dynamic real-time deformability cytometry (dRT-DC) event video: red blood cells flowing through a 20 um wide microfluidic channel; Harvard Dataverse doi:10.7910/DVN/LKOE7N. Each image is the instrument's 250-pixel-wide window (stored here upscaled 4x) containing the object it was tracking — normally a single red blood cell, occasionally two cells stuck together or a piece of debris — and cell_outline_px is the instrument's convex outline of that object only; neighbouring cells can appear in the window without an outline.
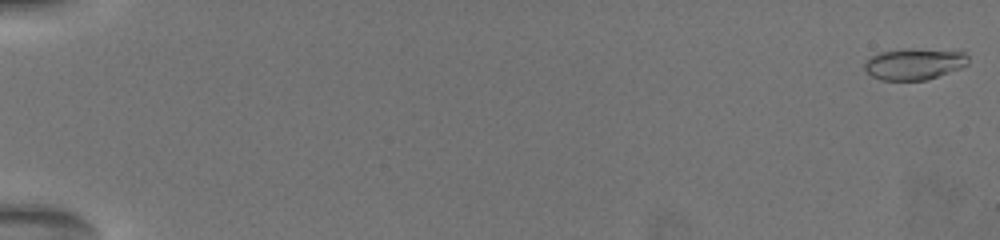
{"species": "common noctule bat (a hibernating species)", "species_latin": "Nyctalus noctula", "temperature_condition": "warm", "stored_images_in_passage": 24, "camera_frame_rate_fps": 3000, "um_per_image_px": 0.085, "animal": {"sex": "female", "body_mass_g": 19.5, "forearm_length_mm": 54.1}, "frame": {"image": 1, "passage_image": 1, "time_ms": 0.0, "image_size_px": [1000, 240], "cell_outline_px": [[968, 64], [960, 68], [928, 80], [880, 80], [872, 76], [864, 68], [864, 64], [872, 56], [880, 52], [964, 52], [968, 56]], "centroid_in_image_um": [77.7, 5.52], "position_along_channel_um": 7.3, "area_um2": 17.63}}
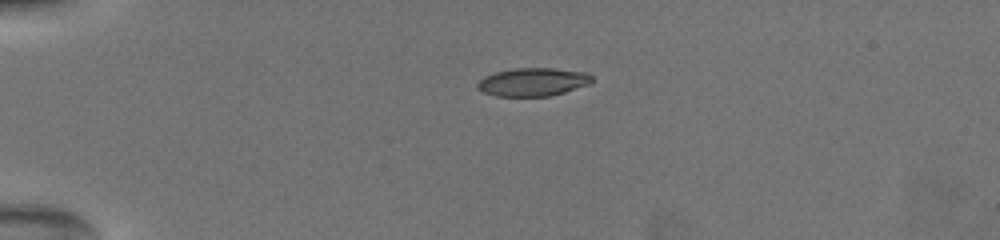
{"frame": {"image": 2, "passage_image": 16, "time_ms": 5.0, "image_size_px": [1000, 240], "cell_outline_px": [[592, 80], [588, 84], [564, 92], [548, 96], [496, 96], [484, 92], [476, 88], [476, 84], [484, 76], [496, 72], [516, 68], [552, 68], [588, 72], [592, 76]], "centroid_in_image_um": [45.28, 6.96], "position_along_channel_um": 39.7, "area_um2": 18.73}}